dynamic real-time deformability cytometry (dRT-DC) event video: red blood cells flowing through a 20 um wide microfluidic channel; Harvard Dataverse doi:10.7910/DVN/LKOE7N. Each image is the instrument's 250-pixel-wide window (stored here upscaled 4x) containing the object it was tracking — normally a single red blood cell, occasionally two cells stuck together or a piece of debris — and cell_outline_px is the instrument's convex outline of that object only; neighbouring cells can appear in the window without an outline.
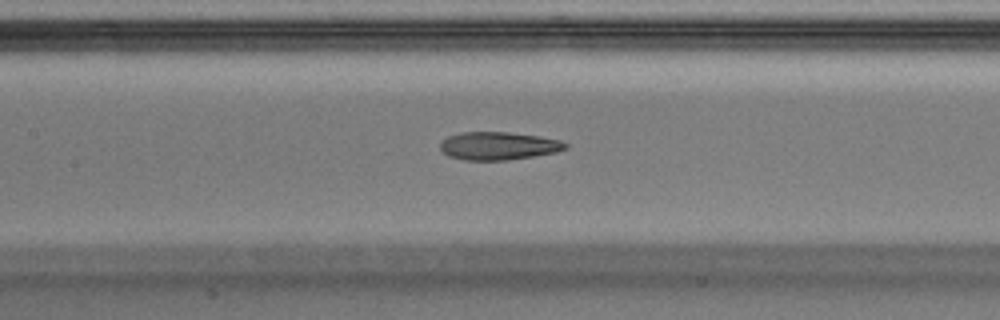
{"species": "Egyptian fruit bat (a non-hibernating species)", "species_latin": "Rousettus aegyptiacus", "temperature_condition": "warm", "stored_images_in_passage": 37, "camera_frame_rate_fps": 3000, "um_per_image_px": 0.085, "animal": {"sex": "male"}, "frame": {"image": 1, "passage_image": 11, "time_ms": 3.333, "image_size_px": [1000, 320], "cell_outline_px": [[568, 148], [556, 152], [508, 160], [464, 160], [448, 156], [440, 152], [440, 144], [448, 136], [460, 132], [508, 132], [536, 136], [560, 140], [568, 144]], "centroid_in_image_um": [42.33, 12.4], "position_along_channel_um": 165.1, "area_um2": 20.4}}
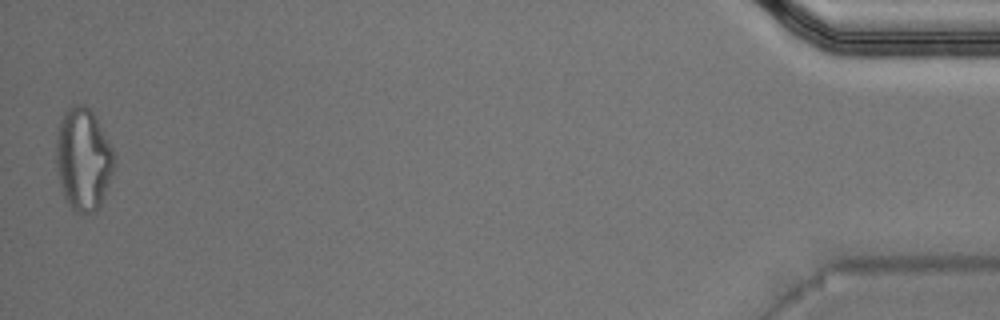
{"frame": {"image": 2, "passage_image": 37, "time_ms": 12.0, "image_size_px": [1000, 320], "cell_outline_px": [[116, 160], [112, 172], [100, 204], [96, 212], [76, 212], [72, 208], [64, 196], [60, 180], [56, 160], [56, 136], [60, 120], [64, 112], [68, 108], [76, 104], [84, 104], [92, 112], [112, 148], [116, 156]], "centroid_in_image_um": [7.07, 13.5], "position_along_channel_um": 428.1, "area_um2": 34.04}, "authors_computed_cell_mechanics": {"area_um2": 21.2704, "velocity_mm_per_s": 4.0781, "shape_relaxation_time_tau1_ms": null, "shape_relaxation_time_tau2_ms": 2.4283, "deformation_change_tau1": null, "deformation_change_tau2": 0.1228}}